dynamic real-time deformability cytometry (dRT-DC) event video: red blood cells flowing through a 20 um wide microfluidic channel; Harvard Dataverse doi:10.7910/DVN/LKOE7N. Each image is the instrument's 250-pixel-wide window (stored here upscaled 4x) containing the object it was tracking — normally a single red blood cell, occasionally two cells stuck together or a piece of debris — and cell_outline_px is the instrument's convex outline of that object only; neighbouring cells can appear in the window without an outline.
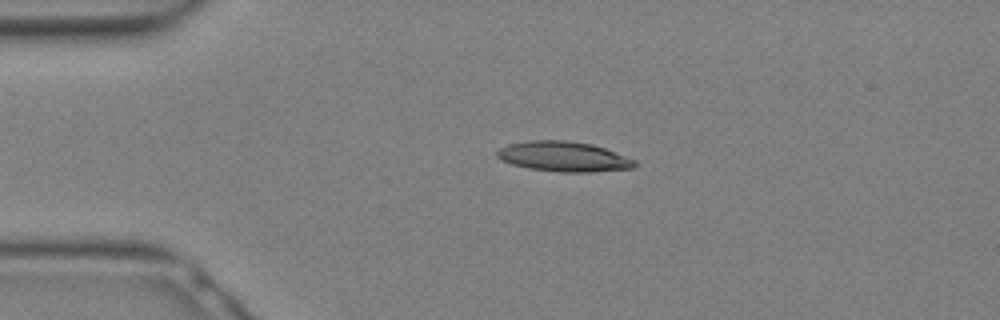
{"species": "Egyptian fruit bat (a non-hibernating species)", "species_latin": "Rousettus aegyptiacus", "temperature_condition": "warm", "stored_images_in_passage": 7, "camera_frame_rate_fps": 3000, "um_per_image_px": 0.085, "animal": {"sex": "female"}, "frame": {"image": 1, "passage_image": 1, "time_ms": 0.0, "image_size_px": [1000, 320], "cell_outline_px": [[636, 164], [632, 168], [592, 172], [560, 172], [528, 168], [512, 164], [500, 160], [496, 156], [496, 152], [500, 148], [508, 144], [524, 140], [568, 140], [592, 144], [604, 148], [636, 160]], "centroid_in_image_um": [47.87, 13.3], "position_along_channel_um": 37.1, "area_um2": 24.22}}
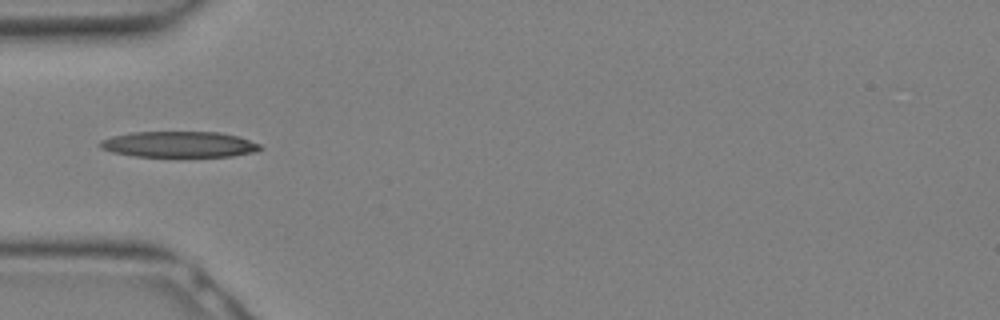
{"frame": {"image": 2, "passage_image": 4, "time_ms": 1.0, "image_size_px": [1000, 320], "cell_outline_px": [[264, 148], [256, 152], [232, 156], [136, 156], [112, 152], [100, 148], [100, 140], [112, 136], [132, 132], [220, 132], [236, 136], [260, 144]], "centroid_in_image_um": [15.23, 12.27], "position_along_channel_um": 69.8, "area_um2": 24.04}}
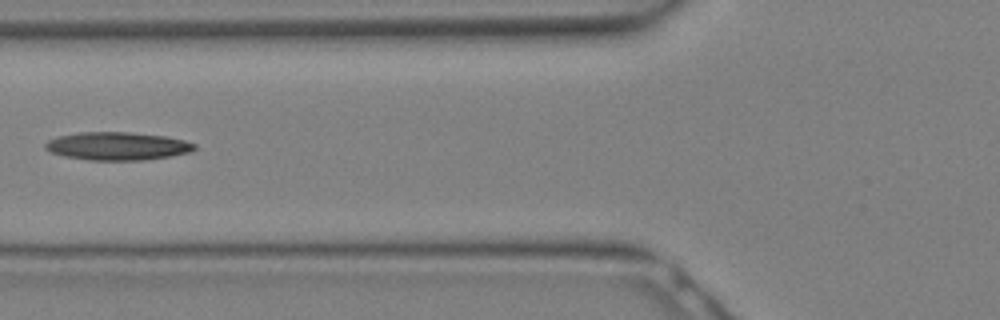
{"frame": {"image": 3, "passage_image": 6, "time_ms": 1.667, "image_size_px": [1000, 320], "cell_outline_px": [[196, 148], [188, 152], [172, 156], [144, 160], [88, 160], [64, 156], [52, 152], [44, 148], [44, 144], [48, 140], [56, 136], [80, 132], [128, 132], [164, 136], [184, 140], [196, 144]], "centroid_in_image_um": [9.95, 12.42], "position_along_channel_um": 115.8, "area_um2": 24.39}}